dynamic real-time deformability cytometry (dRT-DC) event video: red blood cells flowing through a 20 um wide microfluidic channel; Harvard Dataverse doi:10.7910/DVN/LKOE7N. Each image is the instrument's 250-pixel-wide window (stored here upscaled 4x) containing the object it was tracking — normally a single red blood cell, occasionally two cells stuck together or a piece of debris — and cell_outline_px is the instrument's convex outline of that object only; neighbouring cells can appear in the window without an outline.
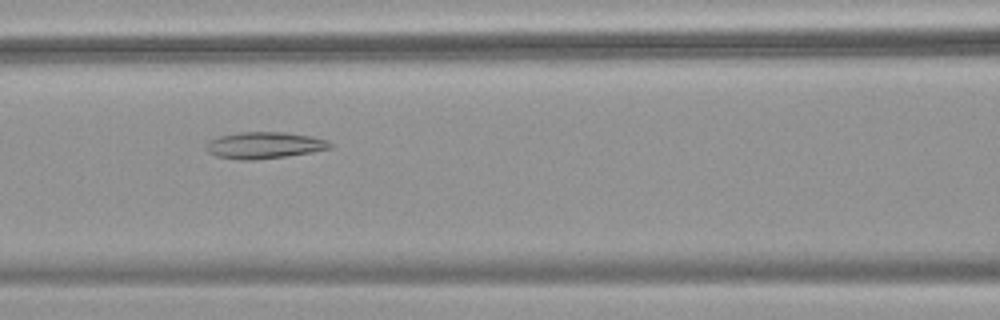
{"species": "common noctule bat (a hibernating species)", "species_latin": "Nyctalus noctula", "temperature_condition": "warm", "stored_images_in_passage": 41, "camera_frame_rate_fps": 3000, "um_per_image_px": 0.085, "animal": {"sex": "female", "body_mass_g": 18.4}, "frame": {"image": 1, "passage_image": 17, "time_ms": 5.333, "image_size_px": [1000, 320], "cell_outline_px": [[332, 148], [312, 152], [256, 160], [240, 160], [216, 156], [208, 152], [204, 148], [204, 144], [208, 140], [220, 136], [240, 132], [284, 132], [312, 136], [328, 140], [332, 144]], "centroid_in_image_um": [22.44, 12.34], "position_along_channel_um": 144.2, "area_um2": 19.36}}
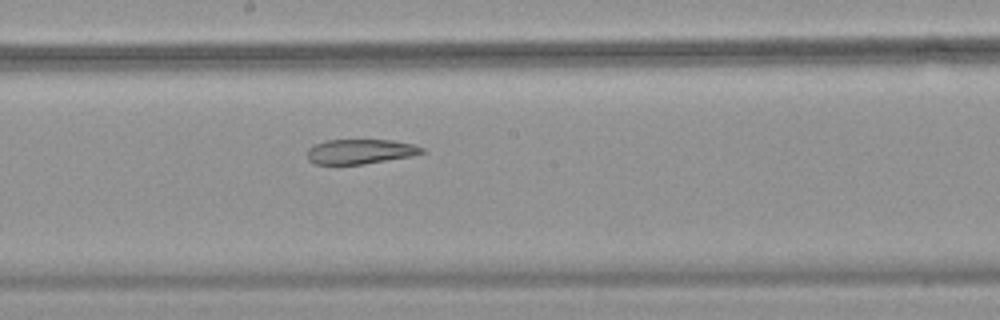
{"frame": {"image": 2, "passage_image": 23, "time_ms": 7.333, "image_size_px": [1000, 320], "cell_outline_px": [[424, 152], [412, 156], [364, 164], [316, 164], [308, 160], [308, 148], [324, 140], [392, 140], [412, 144], [424, 148]], "centroid_in_image_um": [30.62, 12.88], "position_along_channel_um": 217.6, "area_um2": 16.47}}
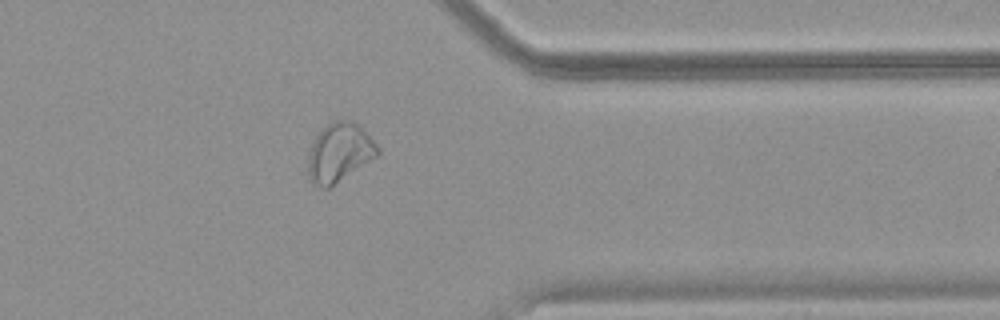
{"frame": {"image": 3, "passage_image": 37, "time_ms": 12.0, "image_size_px": [1000, 320], "cell_outline_px": [[380, 156], [328, 188], [324, 188], [312, 184], [308, 176], [308, 156], [312, 144], [316, 136], [328, 124], [336, 120], [348, 120], [356, 124], [380, 148]], "centroid_in_image_um": [28.86, 13.01], "position_along_channel_um": 382.5, "area_um2": 23.64}, "authors_computed_cell_mechanics": {"area_um2": 19.9988, "velocity_mm_per_s": 3.698, "shape_relaxation_time_tau1_ms": null, "shape_relaxation_time_tau2_ms": 6.1046, "deformation_change_tau1": null, "deformation_change_tau2": 0.1444}}